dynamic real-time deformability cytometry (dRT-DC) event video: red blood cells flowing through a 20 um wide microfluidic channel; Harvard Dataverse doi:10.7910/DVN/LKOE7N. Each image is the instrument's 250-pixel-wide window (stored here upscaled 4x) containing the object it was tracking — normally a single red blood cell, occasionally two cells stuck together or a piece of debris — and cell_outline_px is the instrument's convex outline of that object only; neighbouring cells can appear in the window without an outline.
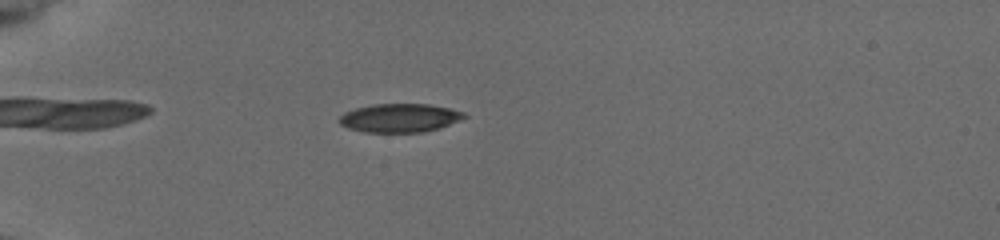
{"species": "common noctule bat (a hibernating species)", "species_latin": "Nyctalus noctula", "temperature_condition": "cold", "stored_images_in_passage": 57, "camera_frame_rate_fps": 3000, "um_per_image_px": 0.085, "animal": {"sex": "female", "body_mass_g": 19.5, "forearm_length_mm": 54.1}, "frame": {"image": 1, "passage_image": 19, "time_ms": 6.0, "image_size_px": [1000, 240], "cell_outline_px": [[468, 116], [460, 120], [440, 128], [424, 132], [364, 132], [348, 128], [340, 124], [336, 120], [344, 112], [356, 108], [372, 104], [428, 104], [448, 108], [464, 112]], "centroid_in_image_um": [33.95, 10.02], "position_along_channel_um": 51.0, "area_um2": 20.92}}
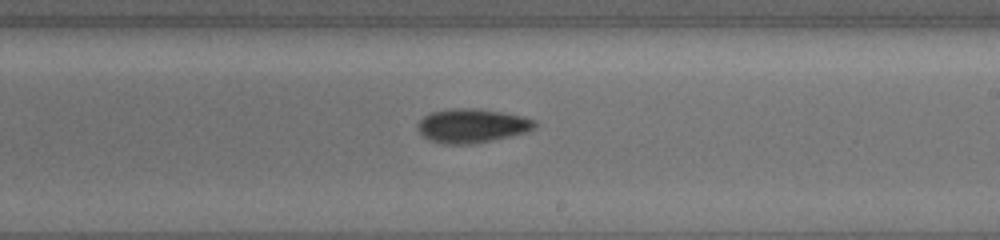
{"frame": {"image": 2, "passage_image": 37, "time_ms": 12.0, "image_size_px": [1000, 240], "cell_outline_px": [[540, 124], [536, 128], [528, 132], [476, 144], [444, 144], [428, 140], [416, 128], [420, 120], [424, 116], [432, 112], [452, 108], [480, 108], [524, 116], [536, 120]], "centroid_in_image_um": [40.18, 10.69], "position_along_channel_um": 248.8, "area_um2": 23.64}}
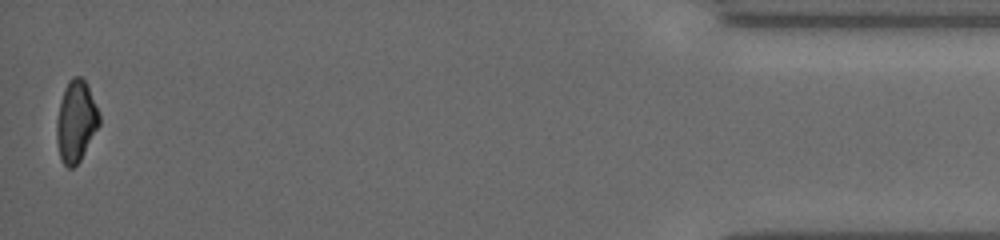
{"frame": {"image": 3, "passage_image": 57, "time_ms": 18.667, "image_size_px": [1000, 240], "cell_outline_px": [[100, 124], [80, 160], [72, 168], [68, 168], [60, 160], [56, 140], [56, 120], [64, 88], [68, 80], [72, 76], [80, 76], [84, 80], [88, 88], [100, 116]], "centroid_in_image_um": [6.43, 10.33], "position_along_channel_um": 428.8, "area_um2": 20.06}, "authors_computed_cell_mechanics": {"area_um2": 21.386, "velocity_mm_per_s": 3.7891, "shape_relaxation_time_tau1_ms": 3.6481, "shape_relaxation_time_tau2_ms": 10.5079, "deformation_change_tau1": 0.1272, "deformation_change_tau2": 0.1674}}